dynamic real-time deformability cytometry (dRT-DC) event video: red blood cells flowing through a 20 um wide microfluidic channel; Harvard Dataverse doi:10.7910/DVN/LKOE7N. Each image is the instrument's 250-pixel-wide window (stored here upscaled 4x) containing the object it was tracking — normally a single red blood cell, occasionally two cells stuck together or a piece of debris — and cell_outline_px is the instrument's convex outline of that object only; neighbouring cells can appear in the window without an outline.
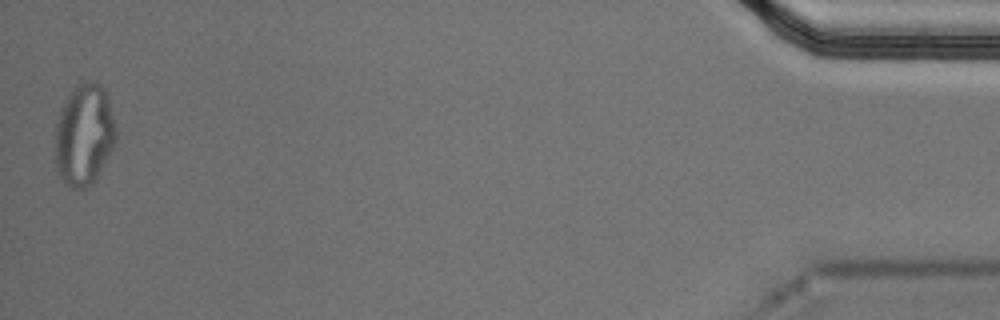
{"species": "Egyptian fruit bat (a non-hibernating species)", "species_latin": "Rousettus aegyptiacus", "temperature_condition": "cold", "stored_images_in_passage": 50, "segment_of_instrument_passage": [2, 2], "camera_frame_rate_fps": 3000, "um_per_image_px": 0.085, "animal": {"sex": "male"}, "frame": {"image": 1, "passage_image": 50, "time_ms": 16.333, "image_size_px": [1000, 320], "cell_outline_px": [[116, 140], [112, 148], [92, 184], [84, 188], [68, 188], [64, 184], [60, 176], [56, 164], [56, 120], [60, 108], [76, 84], [84, 80], [92, 80], [100, 84], [104, 88], [108, 96], [116, 132]], "centroid_in_image_um": [7.14, 11.42], "position_along_channel_um": 428.1, "area_um2": 35.89}}